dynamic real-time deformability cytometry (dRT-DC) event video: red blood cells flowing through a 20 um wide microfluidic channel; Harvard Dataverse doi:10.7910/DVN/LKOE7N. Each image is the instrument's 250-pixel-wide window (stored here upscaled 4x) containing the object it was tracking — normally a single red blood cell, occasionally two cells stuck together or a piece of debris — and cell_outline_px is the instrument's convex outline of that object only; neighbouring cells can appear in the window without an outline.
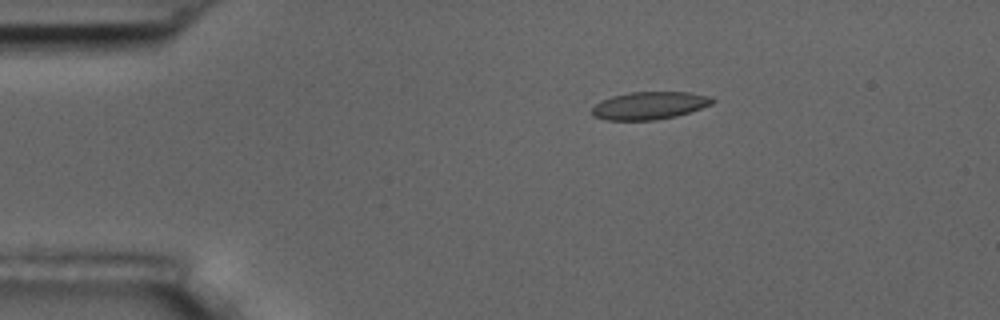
{"species": "common noctule bat (a hibernating species)", "species_latin": "Nyctalus noctula", "temperature_condition": "room temperature", "stored_images_in_passage": 5, "camera_frame_rate_fps": 3000, "um_per_image_px": 0.085, "animal": {"sex": "male", "body_mass_g": 17.5, "forearm_length_mm": 52.3}, "frame": {"image": 1, "passage_image": 3, "time_ms": 2.333, "image_size_px": [1000, 320], "cell_outline_px": [[716, 100], [712, 104], [676, 116], [656, 120], [604, 120], [592, 116], [592, 108], [600, 100], [612, 96], [628, 92], [692, 92], [712, 96]], "centroid_in_image_um": [55.2, 8.96], "position_along_channel_um": 29.8, "area_um2": 19.59}}